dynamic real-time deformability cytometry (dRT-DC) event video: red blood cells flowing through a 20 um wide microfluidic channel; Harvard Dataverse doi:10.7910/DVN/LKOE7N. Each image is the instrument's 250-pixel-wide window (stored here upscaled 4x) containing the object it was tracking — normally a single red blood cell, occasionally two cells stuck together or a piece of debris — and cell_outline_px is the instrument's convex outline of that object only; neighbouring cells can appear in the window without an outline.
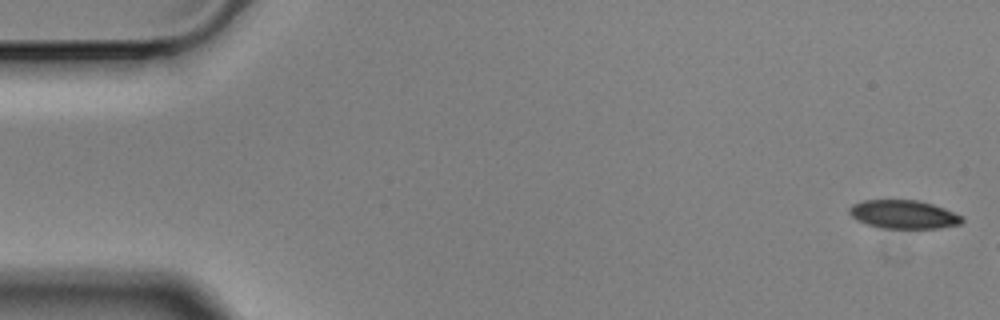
{"species": "Egyptian fruit bat (a non-hibernating species)", "species_latin": "Rousettus aegyptiacus", "temperature_condition": "cold", "stored_images_in_passage": 3, "camera_frame_rate_fps": 3000, "um_per_image_px": 0.085, "animal": {"sex": "male"}, "frame": {"image": 1, "passage_image": 1, "time_ms": 0.0, "image_size_px": [1000, 320], "cell_outline_px": [[964, 220], [960, 224], [940, 228], [880, 228], [856, 220], [848, 212], [848, 208], [852, 204], [864, 200], [920, 200], [944, 208], [964, 216]], "centroid_in_image_um": [76.81, 18.22], "position_along_channel_um": 8.2, "area_um2": 18.84}}